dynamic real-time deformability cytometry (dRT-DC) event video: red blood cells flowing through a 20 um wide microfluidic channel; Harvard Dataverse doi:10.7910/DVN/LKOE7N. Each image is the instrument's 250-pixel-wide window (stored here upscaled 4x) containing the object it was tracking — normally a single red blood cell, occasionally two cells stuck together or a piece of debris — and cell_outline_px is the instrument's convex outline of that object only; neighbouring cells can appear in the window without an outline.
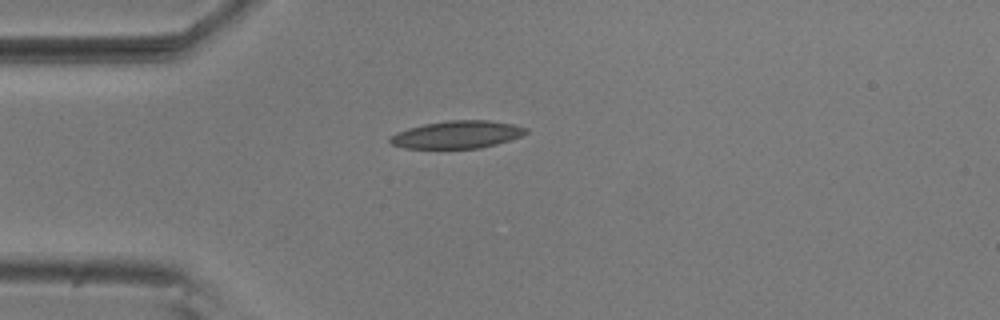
{"species": "common noctule bat (a hibernating species)", "species_latin": "Nyctalus noctula", "temperature_condition": "room temperature", "stored_images_in_passage": 1, "camera_frame_rate_fps": 3000, "um_per_image_px": 0.085, "animal": {"sex": "male", "body_mass_g": 20.5, "forearm_length_mm": 52.5}, "frame": {"image": 1, "passage_image": 1, "time_ms": 0.0, "image_size_px": [1000, 320], "cell_outline_px": [[528, 132], [520, 136], [496, 144], [480, 148], [404, 148], [392, 144], [388, 140], [388, 136], [396, 132], [408, 128], [424, 124], [448, 120], [488, 120], [512, 124], [528, 128]], "centroid_in_image_um": [38.82, 11.43], "position_along_channel_um": 46.2, "area_um2": 21.79}}